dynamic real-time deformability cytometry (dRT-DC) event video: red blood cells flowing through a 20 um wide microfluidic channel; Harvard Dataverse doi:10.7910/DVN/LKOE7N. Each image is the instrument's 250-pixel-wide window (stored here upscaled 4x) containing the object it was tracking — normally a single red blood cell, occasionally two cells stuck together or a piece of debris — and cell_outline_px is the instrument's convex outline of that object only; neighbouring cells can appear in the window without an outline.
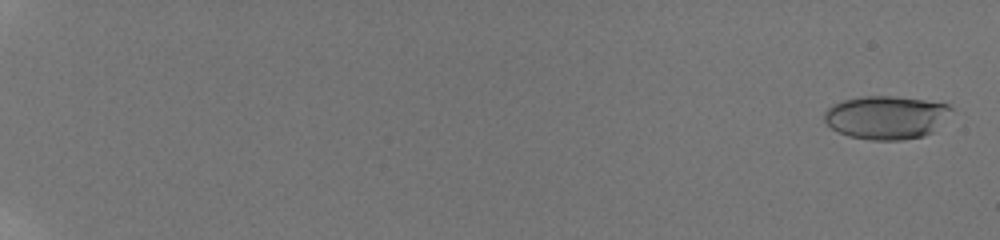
{"species": "human", "species_latin": "Homo sapiens", "temperature_condition": "room temperature", "stored_images_in_passage": 46, "camera_frame_rate_fps": 3000, "um_per_image_px": 0.085, "donor": {"sex": "male"}, "frame": {"image": 1, "passage_image": 1, "time_ms": 0.0, "image_size_px": [1000, 240], "cell_outline_px": [[952, 108], [932, 132], [924, 136], [900, 140], [868, 140], [848, 136], [832, 128], [824, 120], [824, 112], [832, 104], [844, 100], [860, 96], [892, 96], [924, 100], [948, 104]], "centroid_in_image_um": [75.27, 9.98], "position_along_channel_um": 9.7, "area_um2": 31.73}}
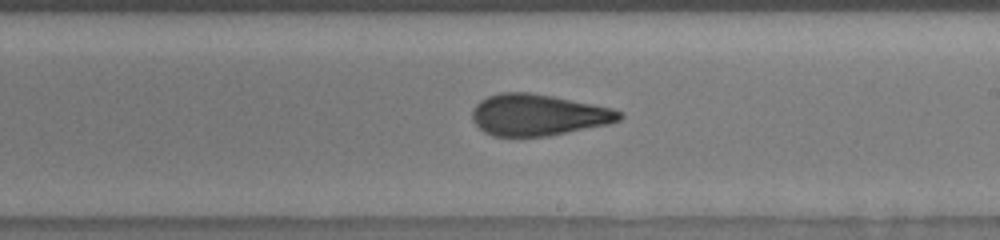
{"frame": {"image": 2, "passage_image": 31, "time_ms": 12.333, "image_size_px": [1000, 240], "cell_outline_px": [[624, 116], [620, 120], [608, 124], [548, 136], [492, 136], [484, 132], [472, 120], [472, 108], [480, 100], [488, 96], [500, 92], [528, 92], [552, 96], [612, 108], [624, 112]], "centroid_in_image_um": [45.73, 9.76], "position_along_channel_um": 243.3, "area_um2": 35.55}}
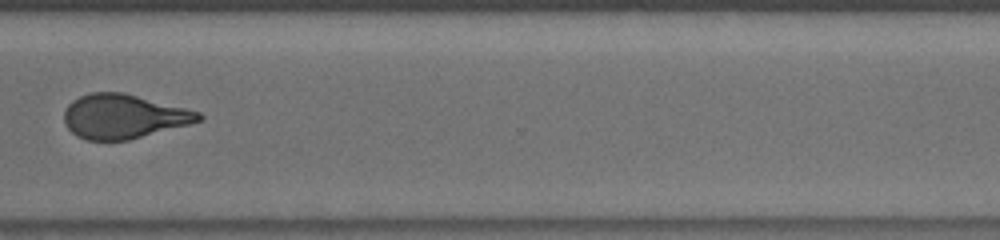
{"frame": {"image": 3, "passage_image": 38, "time_ms": 15.333, "image_size_px": [1000, 240], "cell_outline_px": [[204, 120], [128, 140], [88, 140], [76, 136], [64, 124], [64, 112], [68, 104], [72, 100], [80, 96], [92, 92], [124, 92], [200, 112], [204, 116]], "centroid_in_image_um": [10.49, 9.89], "position_along_channel_um": 360.1, "area_um2": 34.62}, "authors_computed_cell_mechanics": {"area_um2": 34.6222, "velocity_mm_per_s": 3.8986, "shape_relaxation_time_tau1_ms": 5.3874, "shape_relaxation_time_tau2_ms": 1.2377, "deformation_change_tau1": 0.1925, "deformation_change_tau2": 0.0901}}